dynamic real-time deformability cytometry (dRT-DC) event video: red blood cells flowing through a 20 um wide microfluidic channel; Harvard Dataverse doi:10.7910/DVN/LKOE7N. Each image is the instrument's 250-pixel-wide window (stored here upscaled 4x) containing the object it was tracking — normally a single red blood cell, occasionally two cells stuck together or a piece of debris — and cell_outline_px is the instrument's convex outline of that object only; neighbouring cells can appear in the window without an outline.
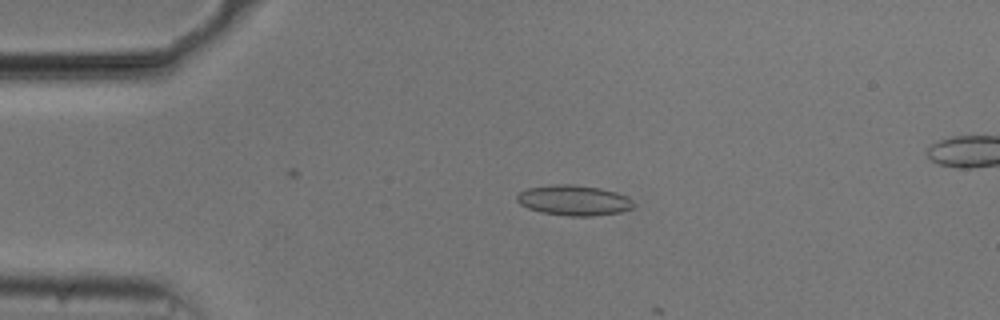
{"species": "common noctule bat (a hibernating species)", "species_latin": "Nyctalus noctula", "temperature_condition": "cold", "stored_images_in_passage": 12, "camera_frame_rate_fps": 3000, "um_per_image_px": 0.085, "animal": {"sex": "male", "body_mass_g": 20.5, "forearm_length_mm": 52.5}, "frame": {"image": 1, "passage_image": 11, "time_ms": 3.333, "image_size_px": [1000, 320], "cell_outline_px": [[636, 204], [632, 208], [620, 212], [592, 216], [568, 216], [540, 212], [528, 208], [520, 204], [516, 200], [516, 196], [520, 192], [528, 188], [556, 184], [572, 184], [600, 188], [616, 192], [628, 196]], "centroid_in_image_um": [48.79, 17.03], "position_along_channel_um": 36.2, "area_um2": 20.69}}